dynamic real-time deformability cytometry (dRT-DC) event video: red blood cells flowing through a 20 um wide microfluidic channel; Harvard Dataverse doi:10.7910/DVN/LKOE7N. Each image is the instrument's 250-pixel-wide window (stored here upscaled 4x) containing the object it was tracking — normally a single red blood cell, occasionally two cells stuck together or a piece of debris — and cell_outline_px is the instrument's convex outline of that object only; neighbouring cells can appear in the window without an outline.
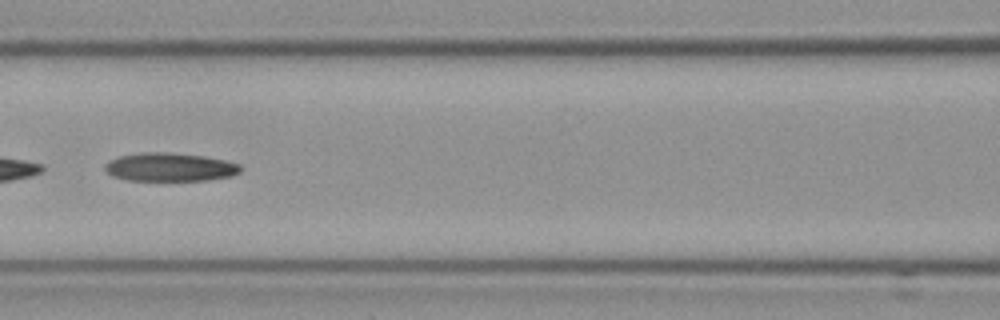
{"species": "Egyptian fruit bat (a non-hibernating species)", "species_latin": "Rousettus aegyptiacus", "temperature_condition": "cold", "stored_images_in_passage": 8, "camera_frame_rate_fps": 3000, "um_per_image_px": 0.085, "frame": {"image": 1, "passage_image": 7, "time_ms": 2.0, "image_size_px": [1000, 320], "cell_outline_px": [[240, 172], [232, 176], [208, 180], [128, 180], [112, 176], [104, 168], [104, 164], [120, 156], [140, 152], [160, 152], [204, 156], [224, 160], [240, 164]], "centroid_in_image_um": [14.44, 14.2], "position_along_channel_um": 152.2, "area_um2": 22.25}}
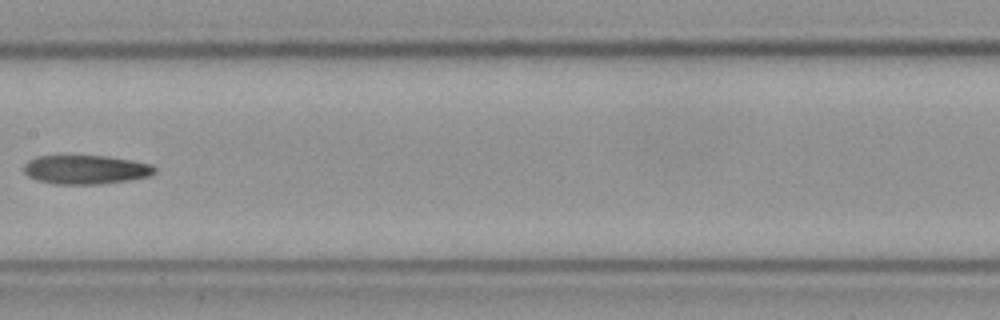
{"frame": {"image": 2, "passage_image": 8, "time_ms": 2.333, "image_size_px": [1000, 320], "cell_outline_px": [[156, 172], [148, 176], [128, 180], [100, 184], [52, 184], [36, 180], [28, 176], [24, 172], [24, 164], [28, 160], [36, 156], [108, 156], [132, 160], [152, 164], [156, 168]], "centroid_in_image_um": [7.27, 14.41], "position_along_channel_um": 200.1, "area_um2": 22.2}}